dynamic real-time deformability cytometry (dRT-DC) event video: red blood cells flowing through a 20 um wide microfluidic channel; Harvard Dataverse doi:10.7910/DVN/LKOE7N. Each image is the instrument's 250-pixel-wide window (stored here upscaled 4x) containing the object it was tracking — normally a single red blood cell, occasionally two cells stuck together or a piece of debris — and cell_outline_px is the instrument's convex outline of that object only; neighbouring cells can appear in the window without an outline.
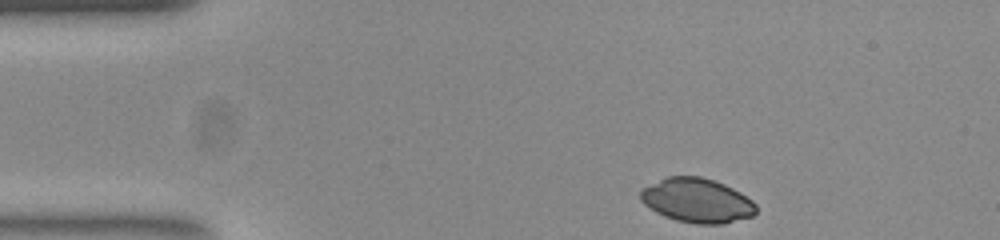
{"species": "common noctule bat (a hibernating species)", "species_latin": "Nyctalus noctula", "temperature_condition": "room temperature", "stored_images_in_passage": 37, "camera_frame_rate_fps": 3000, "um_per_image_px": 0.085, "animal": {"sex": "female", "body_mass_g": 23.0, "forearm_length_mm": 53.4}, "frame": {"image": 1, "passage_image": 1, "time_ms": 0.0, "image_size_px": [1000, 240], "cell_outline_px": [[756, 212], [752, 216], [724, 224], [696, 224], [676, 220], [664, 216], [656, 212], [644, 204], [640, 200], [640, 188], [668, 176], [700, 176], [724, 184], [740, 192], [752, 200], [756, 204]], "centroid_in_image_um": [59.23, 17.04], "position_along_channel_um": 25.8, "area_um2": 29.94}}
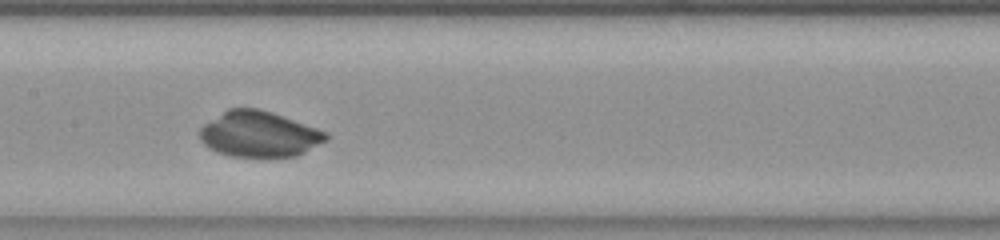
{"frame": {"image": 2, "passage_image": 19, "time_ms": 6.0, "image_size_px": [1000, 240], "cell_outline_px": [[328, 140], [296, 156], [232, 156], [216, 152], [208, 148], [200, 140], [200, 128], [204, 124], [228, 108], [256, 108], [272, 112], [328, 132]], "centroid_in_image_um": [22.02, 11.4], "position_along_channel_um": 185.4, "area_um2": 33.47}}
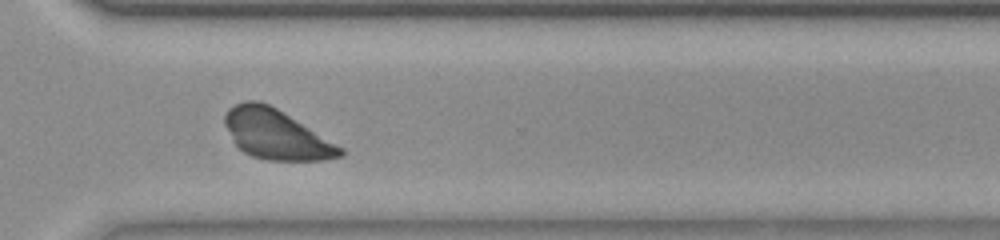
{"frame": {"image": 3, "passage_image": 32, "time_ms": 10.333, "image_size_px": [1000, 240], "cell_outline_px": [[344, 156], [324, 160], [268, 160], [252, 156], [244, 152], [232, 140], [224, 124], [224, 116], [228, 108], [244, 100], [260, 100], [276, 108], [344, 148]], "centroid_in_image_um": [23.46, 11.42], "position_along_channel_um": 347.1, "area_um2": 33.29}}